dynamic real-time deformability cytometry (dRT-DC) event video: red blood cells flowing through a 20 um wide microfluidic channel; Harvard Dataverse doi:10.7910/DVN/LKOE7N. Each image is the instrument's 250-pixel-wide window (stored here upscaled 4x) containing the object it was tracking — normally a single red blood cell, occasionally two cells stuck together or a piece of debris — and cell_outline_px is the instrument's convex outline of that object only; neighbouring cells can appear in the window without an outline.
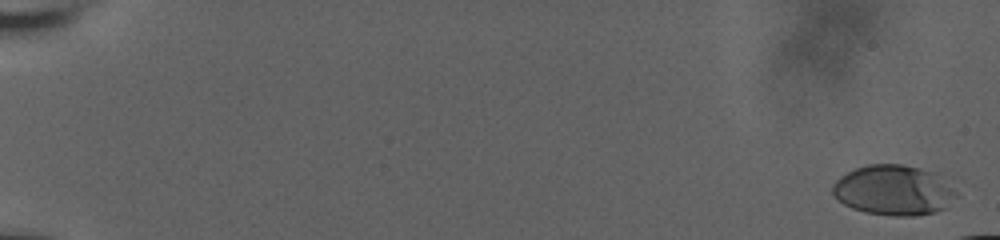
{"species": "human", "species_latin": "Homo sapiens", "temperature_condition": "room temperature", "stored_images_in_passage": 19, "camera_frame_rate_fps": 3000, "um_per_image_px": 0.085, "donor": {"sex": "male"}, "frame": {"image": 1, "passage_image": 1, "time_ms": 0.0, "image_size_px": [1000, 240], "cell_outline_px": [[960, 196], [944, 208], [932, 212], [916, 216], [896, 216], [864, 212], [852, 208], [844, 204], [832, 192], [832, 184], [840, 176], [856, 168], [868, 164], [904, 164], [920, 168], [932, 172], [956, 192]], "centroid_in_image_um": [75.93, 16.17], "position_along_channel_um": 9.1, "area_um2": 35.84}}
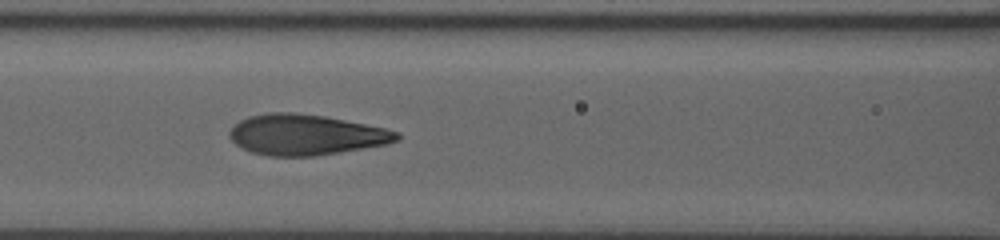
{"frame": {"image": 2, "passage_image": 17, "time_ms": 9.333, "image_size_px": [1000, 240], "cell_outline_px": [[400, 140], [388, 144], [364, 148], [312, 156], [268, 156], [252, 152], [240, 148], [228, 136], [228, 132], [240, 120], [248, 116], [268, 112], [296, 112], [324, 116], [384, 128], [400, 132]], "centroid_in_image_um": [25.98, 11.45], "position_along_channel_um": 140.6, "area_um2": 39.59}}
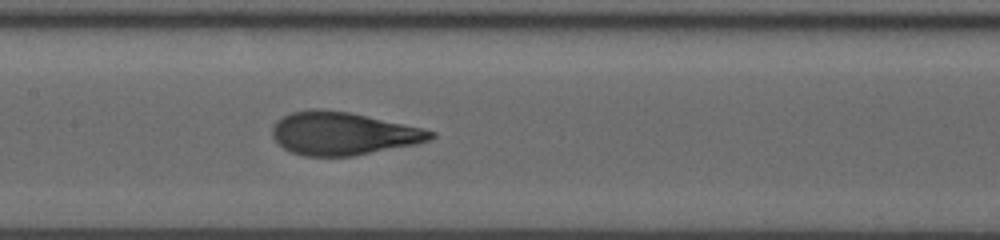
{"frame": {"image": 3, "passage_image": 19, "time_ms": 10.333, "image_size_px": [1000, 240], "cell_outline_px": [[436, 136], [428, 140], [416, 144], [352, 156], [304, 156], [292, 152], [284, 148], [272, 136], [272, 128], [276, 120], [292, 112], [312, 108], [316, 108], [348, 112], [424, 128], [436, 132]], "centroid_in_image_um": [29.15, 11.34], "position_along_channel_um": 178.2, "area_um2": 39.48}}